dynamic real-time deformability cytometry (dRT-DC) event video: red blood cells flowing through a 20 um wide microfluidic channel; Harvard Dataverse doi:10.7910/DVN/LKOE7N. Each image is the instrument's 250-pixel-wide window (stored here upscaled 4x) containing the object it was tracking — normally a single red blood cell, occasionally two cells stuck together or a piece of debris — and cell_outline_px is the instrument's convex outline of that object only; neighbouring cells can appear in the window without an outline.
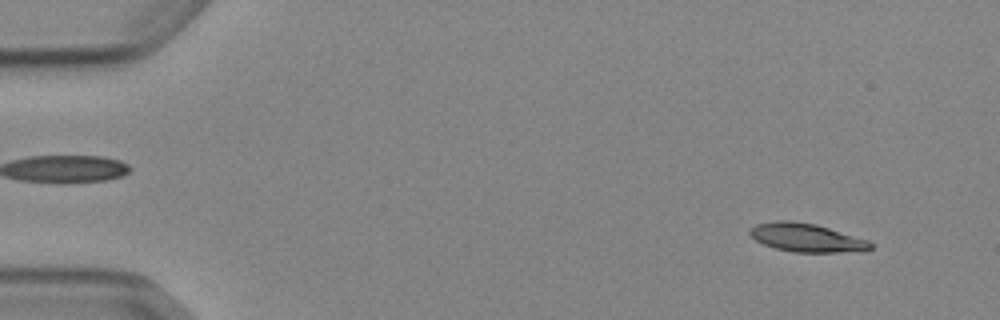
{"species": "Egyptian fruit bat (a non-hibernating species)", "species_latin": "Rousettus aegyptiacus", "temperature_condition": "cold", "stored_images_in_passage": 8, "camera_frame_rate_fps": 3000, "um_per_image_px": 0.085, "animal": {"sex": "female"}, "frame": {"image": 1, "passage_image": 1, "time_ms": 0.0, "image_size_px": [1000, 320], "cell_outline_px": [[872, 248], [868, 252], [792, 252], [776, 248], [764, 244], [756, 240], [748, 232], [756, 224], [776, 220], [792, 220], [816, 224], [868, 240], [872, 244]], "centroid_in_image_um": [68.6, 20.21], "position_along_channel_um": 16.4, "area_um2": 20.11}}
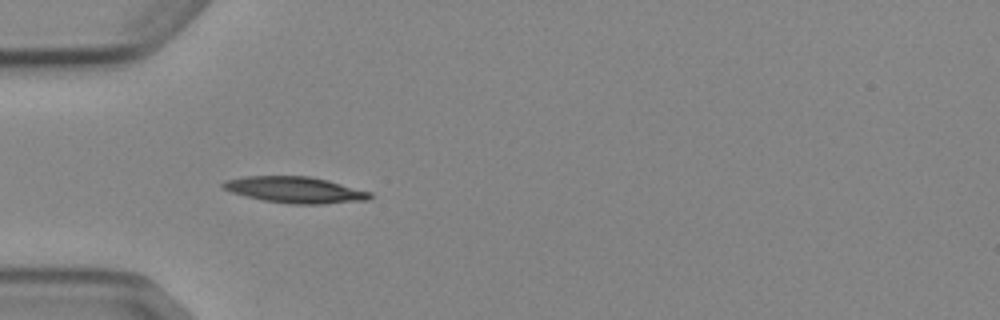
{"frame": {"image": 2, "passage_image": 4, "time_ms": 4.0, "image_size_px": [1000, 320], "cell_outline_px": [[372, 196], [368, 200], [324, 204], [292, 204], [264, 200], [232, 192], [224, 188], [220, 184], [224, 180], [244, 176], [308, 176], [328, 180], [372, 192]], "centroid_in_image_um": [25.11, 16.13], "position_along_channel_um": 59.9, "area_um2": 22.43}}
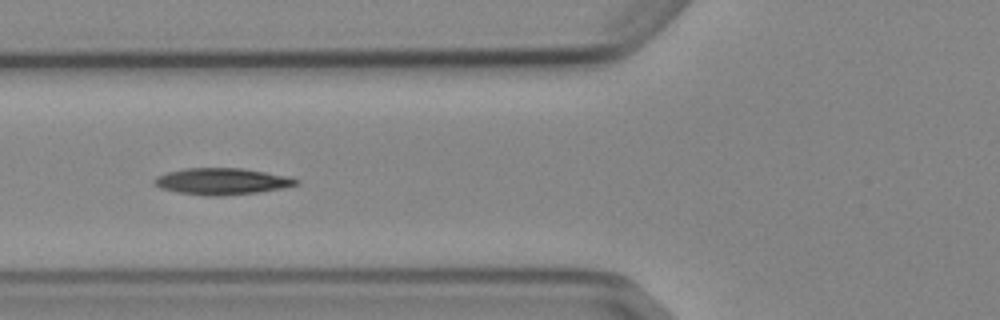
{"frame": {"image": 3, "passage_image": 5, "time_ms": 5.333, "image_size_px": [1000, 320], "cell_outline_px": [[300, 180], [296, 184], [284, 188], [260, 192], [220, 196], [204, 196], [176, 192], [160, 188], [152, 180], [156, 176], [168, 172], [188, 168], [240, 168], [288, 176]], "centroid_in_image_um": [18.85, 15.42], "position_along_channel_um": 107.0, "area_um2": 21.91}}